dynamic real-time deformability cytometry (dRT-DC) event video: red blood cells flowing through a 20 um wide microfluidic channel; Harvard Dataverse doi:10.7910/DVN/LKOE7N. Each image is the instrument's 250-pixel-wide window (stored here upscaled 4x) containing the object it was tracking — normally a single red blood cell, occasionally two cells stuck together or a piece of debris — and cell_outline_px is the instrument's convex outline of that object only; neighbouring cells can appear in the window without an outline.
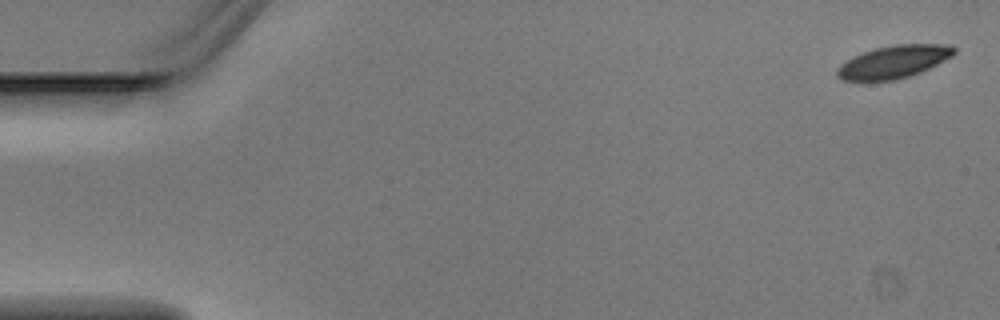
{"species": "Egyptian fruit bat (a non-hibernating species)", "species_latin": "Rousettus aegyptiacus", "temperature_condition": "warm", "stored_images_in_passage": 4, "camera_frame_rate_fps": 3000, "um_per_image_px": 0.085, "animal": {"sex": "male"}, "frame": {"image": 1, "passage_image": 1, "time_ms": 0.0, "image_size_px": [1000, 320], "cell_outline_px": [[956, 52], [952, 56], [920, 72], [908, 76], [892, 80], [844, 80], [836, 76], [836, 68], [840, 64], [864, 52], [876, 48], [896, 44], [952, 44], [956, 48]], "centroid_in_image_um": [75.99, 5.24], "position_along_channel_um": 9.0, "area_um2": 21.96}}